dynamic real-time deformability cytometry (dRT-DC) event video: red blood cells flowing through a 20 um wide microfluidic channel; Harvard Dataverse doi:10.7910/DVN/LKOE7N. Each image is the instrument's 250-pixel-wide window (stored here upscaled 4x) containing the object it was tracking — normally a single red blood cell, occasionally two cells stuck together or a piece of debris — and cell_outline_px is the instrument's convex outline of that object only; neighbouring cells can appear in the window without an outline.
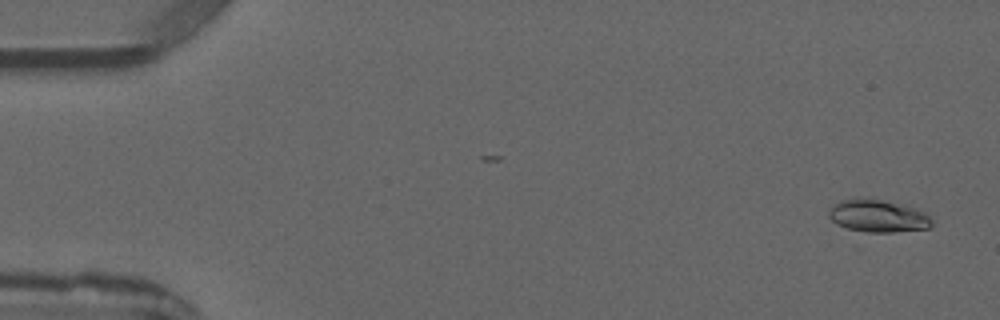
{"species": "common noctule bat (a hibernating species)", "species_latin": "Nyctalus noctula", "temperature_condition": "warm", "stored_images_in_passage": 5, "camera_frame_rate_fps": 3000, "um_per_image_px": 0.085, "animal": {"sex": "male", "forearm_length_mm": 52.5}, "frame": {"image": 1, "passage_image": 1, "time_ms": 0.0, "image_size_px": [1000, 320], "cell_outline_px": [[932, 224], [928, 228], [892, 232], [856, 232], [836, 224], [828, 216], [828, 212], [840, 200], [884, 200], [904, 204], [916, 208], [924, 212], [932, 220]], "centroid_in_image_um": [74.64, 18.39], "position_along_channel_um": 10.4, "area_um2": 19.25}}